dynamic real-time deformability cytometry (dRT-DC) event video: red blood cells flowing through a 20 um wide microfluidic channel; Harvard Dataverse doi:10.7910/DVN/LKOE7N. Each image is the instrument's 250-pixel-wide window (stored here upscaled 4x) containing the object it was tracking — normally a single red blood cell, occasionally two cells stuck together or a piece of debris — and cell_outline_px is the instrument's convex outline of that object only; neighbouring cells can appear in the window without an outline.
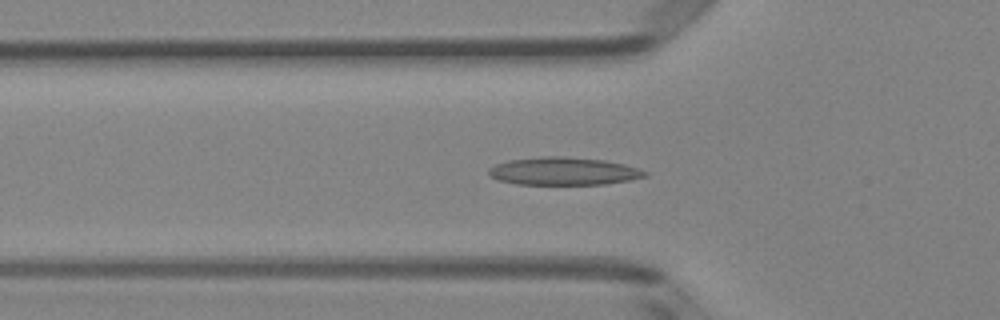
{"species": "Egyptian fruit bat (a non-hibernating species)", "species_latin": "Rousettus aegyptiacus", "temperature_condition": "room temperature", "stored_images_in_passage": 47, "segment_of_instrument_passage": [1, 2], "camera_frame_rate_fps": 3000, "um_per_image_px": 0.085, "animal": {"sex": "female"}, "frame": {"image": 1, "passage_image": 13, "time_ms": 4.0, "image_size_px": [1000, 320], "cell_outline_px": [[648, 176], [632, 180], [604, 184], [516, 184], [496, 180], [488, 176], [488, 168], [496, 164], [508, 160], [540, 156], [564, 156], [604, 160], [624, 164], [648, 172]], "centroid_in_image_um": [47.87, 14.55], "position_along_channel_um": 77.9, "area_um2": 25.55}}
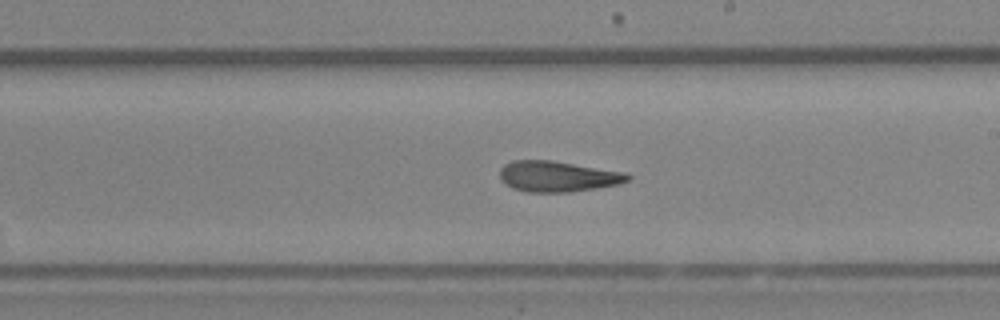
{"frame": {"image": 2, "passage_image": 25, "time_ms": 8.0, "image_size_px": [1000, 320], "cell_outline_px": [[632, 180], [620, 184], [572, 192], [528, 192], [512, 188], [500, 176], [500, 168], [504, 164], [512, 160], [552, 160], [624, 172], [632, 176]], "centroid_in_image_um": [47.45, 14.99], "position_along_channel_um": 241.6, "area_um2": 22.95}}
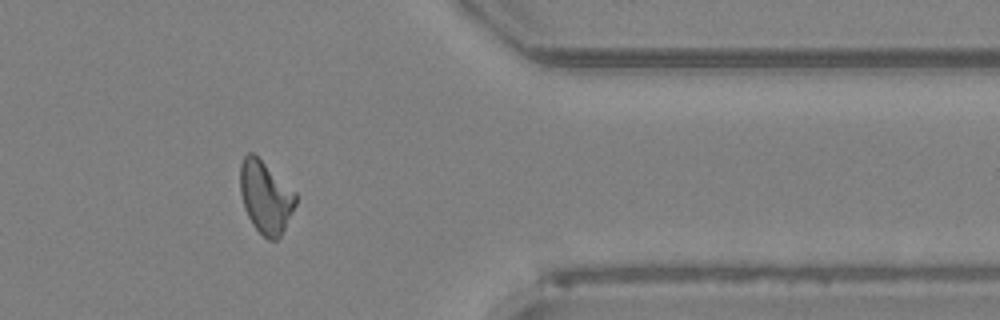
{"frame": {"image": 3, "passage_image": 37, "time_ms": 12.0, "image_size_px": [1000, 320], "cell_outline_px": [[296, 204], [280, 236], [276, 240], [268, 240], [252, 224], [244, 208], [240, 192], [240, 164], [244, 156], [248, 152], [252, 152], [296, 192]], "centroid_in_image_um": [22.56, 16.75], "position_along_channel_um": 388.8, "area_um2": 23.12}}